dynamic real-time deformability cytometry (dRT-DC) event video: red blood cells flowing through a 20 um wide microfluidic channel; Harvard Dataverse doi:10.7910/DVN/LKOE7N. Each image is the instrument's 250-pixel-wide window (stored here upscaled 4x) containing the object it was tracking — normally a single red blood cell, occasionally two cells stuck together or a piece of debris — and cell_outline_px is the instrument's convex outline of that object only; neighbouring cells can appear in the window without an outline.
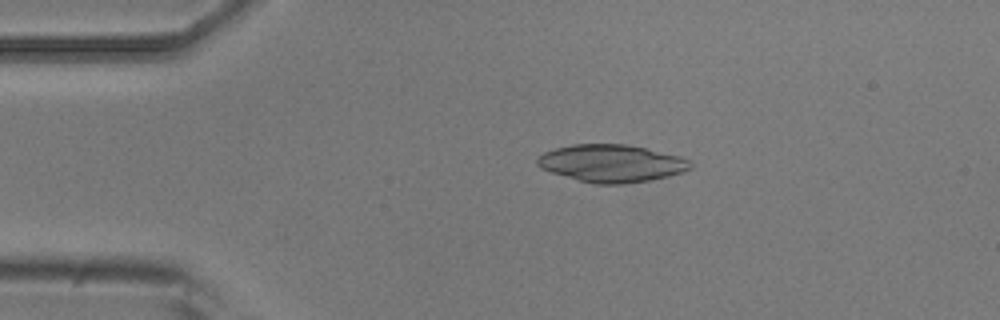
{"species": "common noctule bat (a hibernating species)", "species_latin": "Nyctalus noctula", "temperature_condition": "room temperature", "stored_images_in_passage": 4, "camera_frame_rate_fps": 3000, "um_per_image_px": 0.085, "animal": {"sex": "male", "body_mass_g": 20.5, "forearm_length_mm": 52.5}, "frame": {"image": 1, "passage_image": 3, "time_ms": 0.667, "image_size_px": [1000, 320], "cell_outline_px": [[692, 168], [684, 172], [668, 176], [648, 180], [624, 184], [596, 184], [580, 180], [552, 172], [540, 168], [536, 164], [536, 160], [544, 152], [556, 148], [572, 144], [624, 144], [644, 148], [680, 156], [692, 160]], "centroid_in_image_um": [52.0, 13.88], "position_along_channel_um": 33.0, "area_um2": 33.29}}